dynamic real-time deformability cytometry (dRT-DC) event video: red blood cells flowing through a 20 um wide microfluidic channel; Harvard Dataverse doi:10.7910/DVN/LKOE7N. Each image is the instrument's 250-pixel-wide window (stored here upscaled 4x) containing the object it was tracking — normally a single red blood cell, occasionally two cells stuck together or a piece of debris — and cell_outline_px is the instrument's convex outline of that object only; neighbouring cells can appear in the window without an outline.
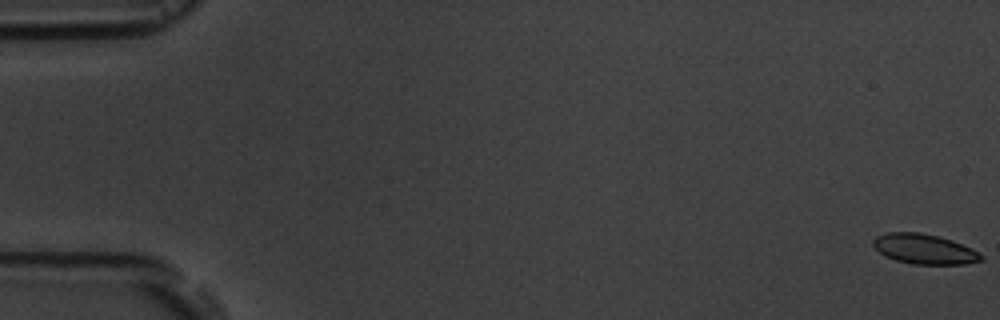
{"species": "common noctule bat (a hibernating species)", "species_latin": "Nyctalus noctula", "temperature_condition": "room temperature", "stored_images_in_passage": 6, "camera_frame_rate_fps": 3000, "um_per_image_px": 0.085, "animal": {"sex": "male", "body_mass_g": 19.5, "forearm_length_mm": 54.6}, "frame": {"image": 1, "passage_image": 1, "time_ms": 0.0, "image_size_px": [1000, 320], "cell_outline_px": [[984, 260], [964, 264], [912, 264], [896, 260], [880, 252], [872, 244], [872, 240], [876, 236], [888, 232], [920, 232], [952, 240], [972, 248], [984, 256]], "centroid_in_image_um": [78.59, 21.16], "position_along_channel_um": 6.4, "area_um2": 18.79}}
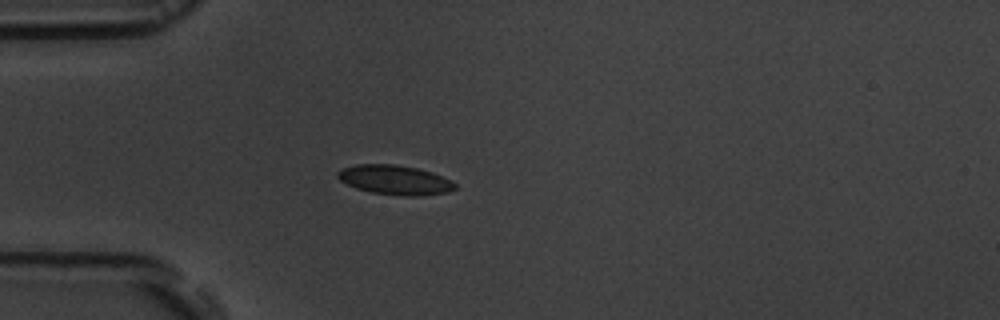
{"frame": {"image": 2, "passage_image": 5, "time_ms": 5.333, "image_size_px": [1000, 320], "cell_outline_px": [[456, 188], [448, 192], [416, 196], [404, 196], [372, 192], [356, 188], [340, 180], [336, 176], [336, 172], [344, 168], [356, 164], [396, 164], [416, 168], [432, 172], [456, 184]], "centroid_in_image_um": [33.54, 15.29], "position_along_channel_um": 51.5, "area_um2": 19.94}}